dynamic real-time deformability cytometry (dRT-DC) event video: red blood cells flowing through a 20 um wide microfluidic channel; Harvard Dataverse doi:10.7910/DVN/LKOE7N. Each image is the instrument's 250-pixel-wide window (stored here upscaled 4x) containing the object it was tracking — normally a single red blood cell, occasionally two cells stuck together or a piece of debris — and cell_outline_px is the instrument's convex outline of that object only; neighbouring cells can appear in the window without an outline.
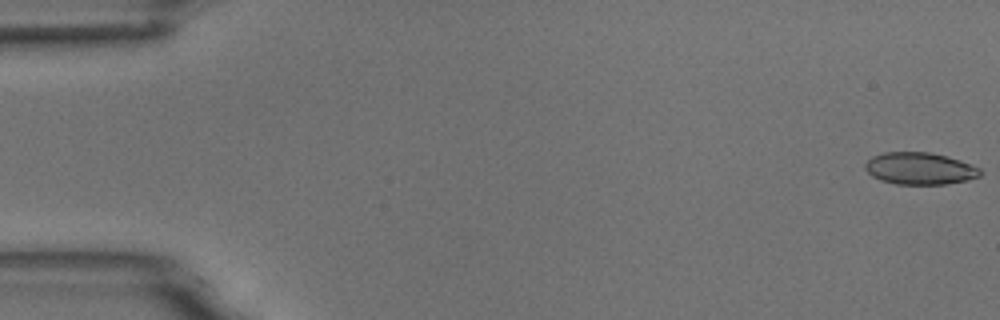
{"species": "common noctule bat (a hibernating species)", "species_latin": "Nyctalus noctula", "temperature_condition": "room temperature", "stored_images_in_passage": 6, "camera_frame_rate_fps": 3000, "um_per_image_px": 0.085, "animal": {"sex": "male", "body_mass_g": 18.8}, "frame": {"image": 1, "passage_image": 1, "time_ms": 0.0, "image_size_px": [1000, 320], "cell_outline_px": [[980, 176], [968, 180], [944, 184], [896, 184], [880, 180], [872, 176], [864, 168], [864, 164], [872, 156], [884, 152], [928, 152], [944, 156], [980, 168]], "centroid_in_image_um": [78.12, 14.33], "position_along_channel_um": 6.9, "area_um2": 21.21}}
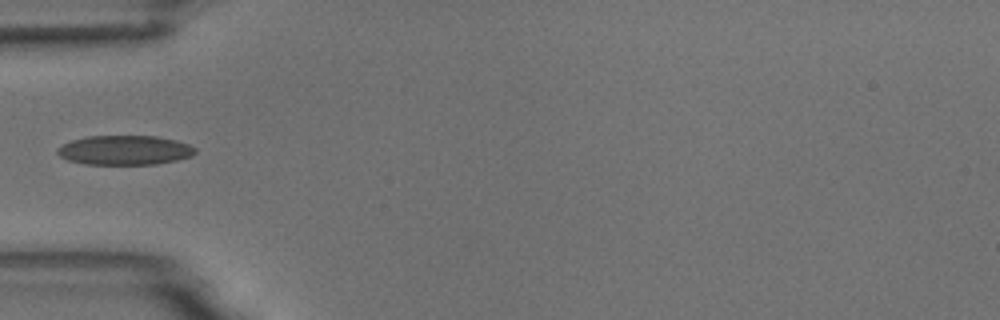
{"frame": {"image": 2, "passage_image": 5, "time_ms": 5.667, "image_size_px": [1000, 320], "cell_outline_px": [[196, 152], [192, 156], [176, 160], [156, 164], [84, 164], [68, 160], [60, 156], [56, 152], [56, 148], [72, 140], [88, 136], [156, 136], [176, 140], [188, 144], [196, 148]], "centroid_in_image_um": [10.6, 12.76], "position_along_channel_um": 74.4, "area_um2": 23.64}}